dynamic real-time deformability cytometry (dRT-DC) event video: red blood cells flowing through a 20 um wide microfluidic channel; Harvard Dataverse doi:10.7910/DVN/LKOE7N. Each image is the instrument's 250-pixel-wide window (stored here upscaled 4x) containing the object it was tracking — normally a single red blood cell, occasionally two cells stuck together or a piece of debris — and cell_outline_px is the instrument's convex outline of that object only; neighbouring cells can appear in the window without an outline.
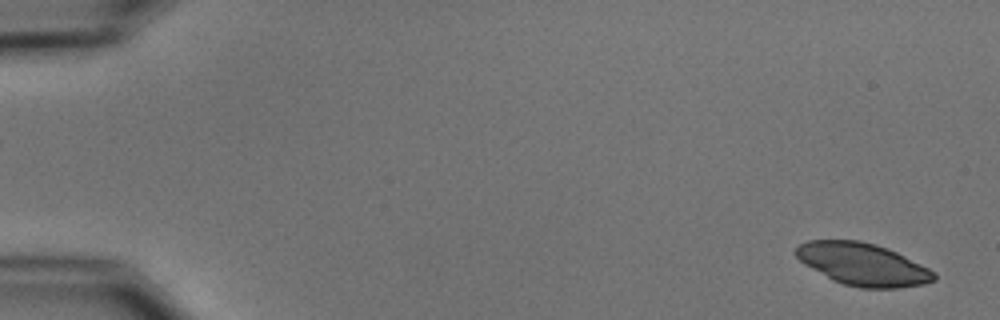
{"species": "common noctule bat (a hibernating species)", "species_latin": "Nyctalus noctula", "temperature_condition": "cold", "stored_images_in_passage": 5, "camera_frame_rate_fps": 3000, "um_per_image_px": 0.085, "animal": {"sex": "male", "body_mass_g": 15.6}, "frame": {"image": 1, "passage_image": 1, "time_ms": 0.0, "image_size_px": [1000, 320], "cell_outline_px": [[936, 280], [924, 284], [896, 288], [860, 288], [844, 284], [832, 280], [804, 264], [792, 252], [800, 244], [808, 240], [860, 240], [876, 244], [888, 248], [936, 272]], "centroid_in_image_um": [73.32, 22.46], "position_along_channel_um": 11.7, "area_um2": 34.16}}